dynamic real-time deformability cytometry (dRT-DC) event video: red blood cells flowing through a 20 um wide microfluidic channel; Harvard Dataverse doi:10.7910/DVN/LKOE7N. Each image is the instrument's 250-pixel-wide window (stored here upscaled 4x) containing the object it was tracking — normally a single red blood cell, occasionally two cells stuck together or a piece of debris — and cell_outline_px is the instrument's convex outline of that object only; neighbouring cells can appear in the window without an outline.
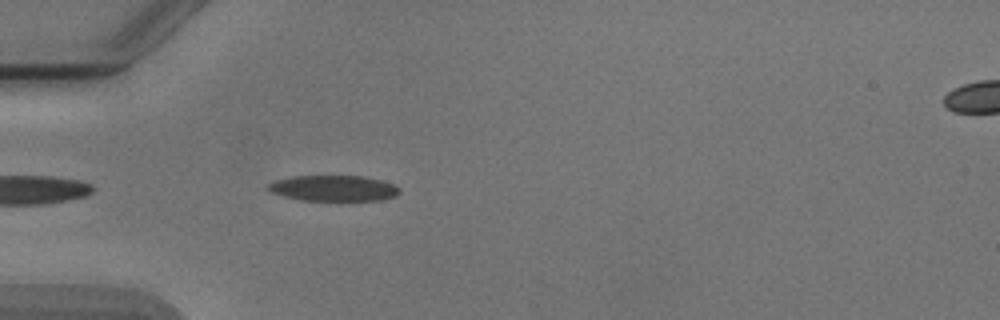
{"species": "Egyptian fruit bat (a non-hibernating species)", "species_latin": "Rousettus aegyptiacus", "temperature_condition": "cold", "stored_images_in_passage": 38, "camera_frame_rate_fps": 3000, "um_per_image_px": 0.085, "animal": {"sex": "male"}, "frame": {"image": 1, "passage_image": 3, "time_ms": 0.667, "image_size_px": [1000, 320], "cell_outline_px": [[400, 192], [396, 196], [384, 200], [300, 200], [284, 196], [272, 192], [264, 188], [268, 184], [276, 180], [296, 176], [360, 176], [380, 180], [392, 184], [400, 188]], "centroid_in_image_um": [28.35, 16.0], "position_along_channel_um": 56.6, "area_um2": 19.59}}
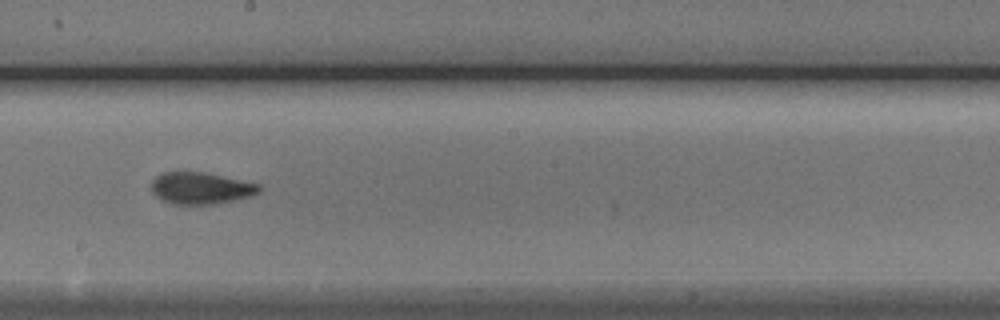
{"frame": {"image": 2, "passage_image": 17, "time_ms": 5.333, "image_size_px": [1000, 320], "cell_outline_px": [[260, 192], [252, 196], [216, 204], [172, 204], [160, 200], [152, 192], [152, 180], [156, 176], [164, 172], [204, 172], [260, 184]], "centroid_in_image_um": [17.06, 16.0], "position_along_channel_um": 231.1, "area_um2": 20.0}}
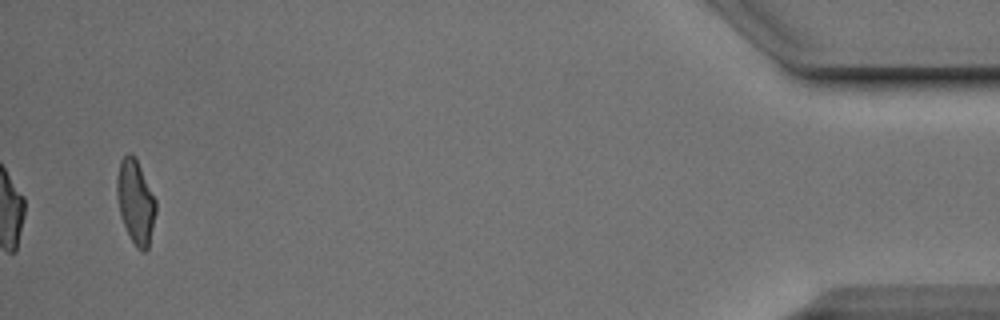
{"frame": {"image": 3, "passage_image": 38, "time_ms": 12.333, "image_size_px": [1000, 320], "cell_outline_px": [[156, 212], [148, 248], [144, 252], [140, 252], [136, 248], [120, 216], [116, 196], [116, 176], [120, 160], [128, 152], [136, 156], [156, 200]], "centroid_in_image_um": [11.51, 17.12], "position_along_channel_um": 423.7, "area_um2": 19.31}, "authors_computed_cell_mechanics": {"area_um2": 19.9988, "velocity_mm_per_s": 3.8988, "shape_relaxation_time_tau1_ms": 3.9395, "shape_relaxation_time_tau2_ms": 1.6223, "deformation_change_tau1": 0.1279, "deformation_change_tau2": 0.0816}}